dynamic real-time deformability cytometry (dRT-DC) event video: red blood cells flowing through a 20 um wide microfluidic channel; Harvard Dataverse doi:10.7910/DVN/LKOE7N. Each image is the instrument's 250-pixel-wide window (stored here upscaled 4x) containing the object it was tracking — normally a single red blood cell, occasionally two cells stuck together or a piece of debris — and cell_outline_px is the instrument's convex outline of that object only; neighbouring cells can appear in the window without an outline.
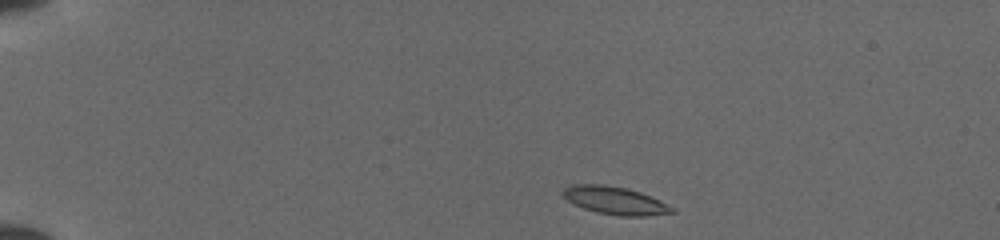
{"species": "common noctule bat (a hibernating species)", "species_latin": "Nyctalus noctula", "temperature_condition": "cold", "stored_images_in_passage": 41, "camera_frame_rate_fps": 3000, "um_per_image_px": 0.085, "animal": {"sex": "female", "body_mass_g": 19.5, "forearm_length_mm": 54.1}, "frame": {"image": 1, "passage_image": 1, "time_ms": 0.0, "image_size_px": [1000, 240], "cell_outline_px": [[676, 212], [644, 216], [620, 216], [596, 212], [584, 208], [568, 200], [560, 192], [564, 188], [572, 184], [604, 184], [628, 188], [640, 192], [660, 200], [676, 208]], "centroid_in_image_um": [52.3, 17.04], "position_along_channel_um": 32.7, "area_um2": 17.74}}
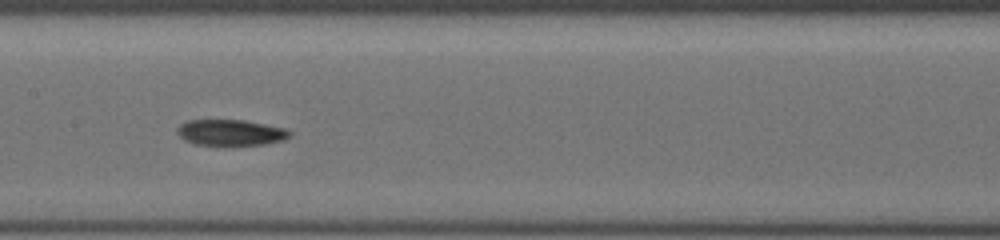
{"frame": {"image": 2, "passage_image": 18, "time_ms": 5.667, "image_size_px": [1000, 240], "cell_outline_px": [[292, 136], [284, 140], [264, 144], [228, 148], [224, 148], [196, 144], [184, 140], [176, 132], [176, 128], [180, 124], [188, 120], [244, 120], [284, 128], [292, 132]], "centroid_in_image_um": [19.6, 11.31], "position_along_channel_um": 187.8, "area_um2": 17.86}}
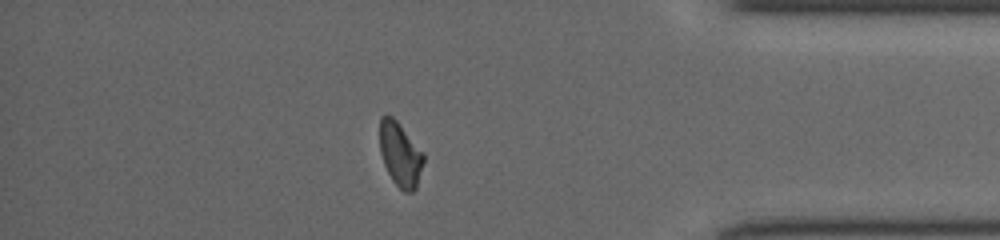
{"frame": {"image": 3, "passage_image": 35, "time_ms": 11.333, "image_size_px": [1000, 240], "cell_outline_px": [[424, 160], [416, 188], [412, 192], [404, 192], [392, 180], [384, 164], [380, 152], [380, 116], [392, 116], [396, 120], [424, 152]], "centroid_in_image_um": [34.02, 13.12], "position_along_channel_um": 401.2, "area_um2": 16.3}}